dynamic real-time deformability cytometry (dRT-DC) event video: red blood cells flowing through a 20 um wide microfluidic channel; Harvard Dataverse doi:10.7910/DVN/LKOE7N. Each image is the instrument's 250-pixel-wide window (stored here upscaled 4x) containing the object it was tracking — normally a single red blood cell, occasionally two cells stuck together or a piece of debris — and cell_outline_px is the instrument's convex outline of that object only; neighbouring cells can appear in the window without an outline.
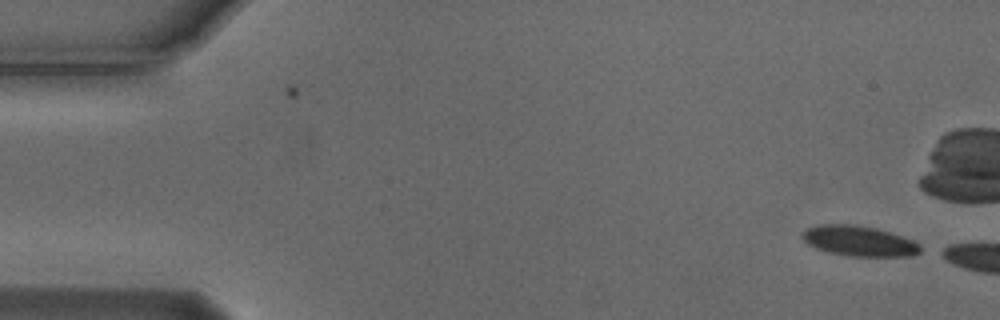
{"species": "Egyptian fruit bat (a non-hibernating species)", "species_latin": "Rousettus aegyptiacus", "temperature_condition": "cold", "stored_images_in_passage": 5, "camera_frame_rate_fps": 3000, "um_per_image_px": 0.085, "animal": {"sex": "male"}, "frame": {"image": 1, "passage_image": 5, "time_ms": 1.333, "image_size_px": [1000, 320], "cell_outline_px": [[920, 252], [912, 256], [848, 256], [828, 252], [816, 248], [808, 244], [800, 236], [800, 232], [816, 224], [856, 224], [876, 228], [912, 240], [920, 244]], "centroid_in_image_um": [72.97, 20.48], "position_along_channel_um": 12.0, "area_um2": 20.92}}